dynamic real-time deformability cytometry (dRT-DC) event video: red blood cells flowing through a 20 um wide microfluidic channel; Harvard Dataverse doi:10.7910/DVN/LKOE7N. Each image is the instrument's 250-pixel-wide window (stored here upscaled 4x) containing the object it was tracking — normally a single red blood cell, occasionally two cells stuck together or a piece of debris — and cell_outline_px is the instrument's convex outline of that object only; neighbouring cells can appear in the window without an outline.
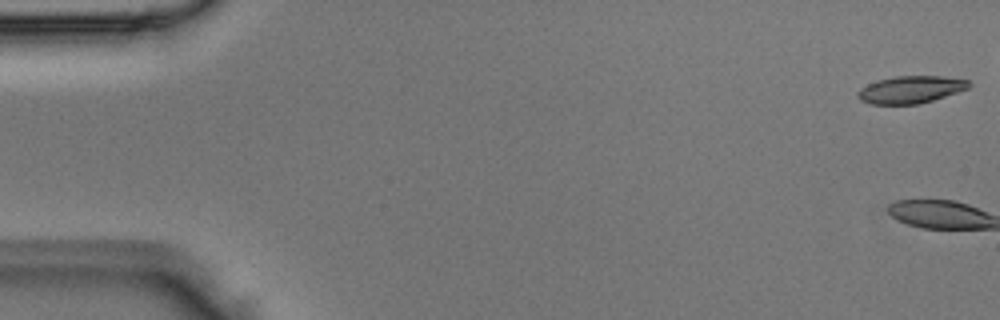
{"species": "Egyptian fruit bat (a non-hibernating species)", "species_latin": "Rousettus aegyptiacus", "temperature_condition": "room temperature", "stored_images_in_passage": 3, "camera_frame_rate_fps": 3000, "um_per_image_px": 0.085, "animal": {"sex": "male"}, "frame": {"image": 1, "passage_image": 1, "time_ms": 0.0, "image_size_px": [1000, 320], "cell_outline_px": [[972, 84], [968, 88], [920, 104], [872, 104], [860, 100], [856, 96], [856, 92], [860, 88], [868, 84], [880, 80], [896, 76], [944, 76], [968, 80]], "centroid_in_image_um": [77.39, 7.61], "position_along_channel_um": 7.6, "area_um2": 17.57}}